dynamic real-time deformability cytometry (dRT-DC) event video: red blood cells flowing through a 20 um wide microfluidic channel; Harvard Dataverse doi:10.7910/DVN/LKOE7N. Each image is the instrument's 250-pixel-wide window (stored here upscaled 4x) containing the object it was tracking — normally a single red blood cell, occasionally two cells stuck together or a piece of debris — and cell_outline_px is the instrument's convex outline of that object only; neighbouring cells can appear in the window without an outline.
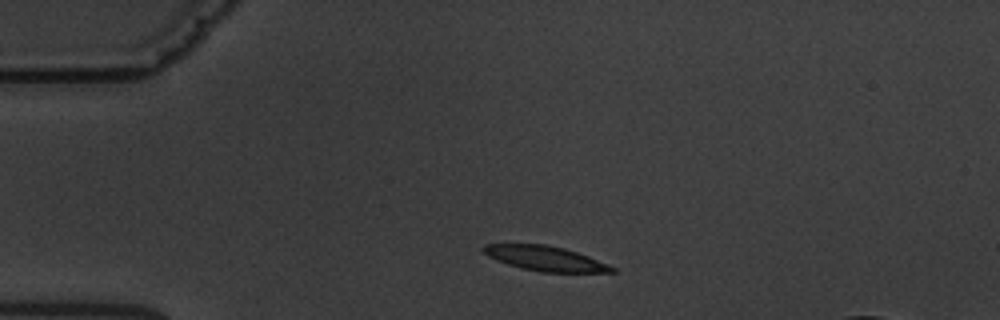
{"species": "common noctule bat (a hibernating species)", "species_latin": "Nyctalus noctula", "temperature_condition": "warm", "stored_images_in_passage": 2, "camera_frame_rate_fps": 3000, "um_per_image_px": 0.085, "animal": {"sex": "male", "body_mass_g": 19.5, "forearm_length_mm": 54.6}, "frame": {"image": 1, "passage_image": 1, "time_ms": 0.0, "image_size_px": [1000, 320], "cell_outline_px": [[616, 272], [540, 272], [508, 264], [496, 260], [480, 252], [480, 248], [484, 244], [544, 244], [564, 248], [588, 256], [616, 268]], "centroid_in_image_um": [46.29, 21.96], "position_along_channel_um": 38.7, "area_um2": 18.5}}